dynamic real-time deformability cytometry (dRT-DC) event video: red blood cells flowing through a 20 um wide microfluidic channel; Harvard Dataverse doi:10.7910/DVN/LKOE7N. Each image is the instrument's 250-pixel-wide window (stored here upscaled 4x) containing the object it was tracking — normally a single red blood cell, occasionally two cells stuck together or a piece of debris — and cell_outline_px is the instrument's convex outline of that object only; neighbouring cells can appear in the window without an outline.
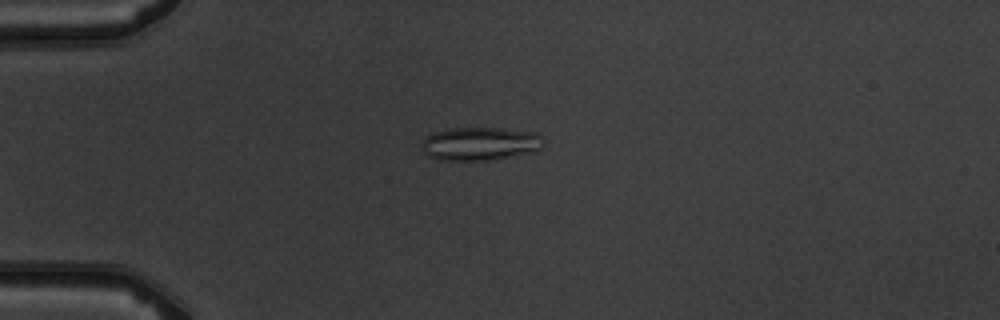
{"species": "common noctule bat (a hibernating species)", "species_latin": "Nyctalus noctula", "temperature_condition": "warm", "stored_images_in_passage": 6, "camera_frame_rate_fps": 3000, "um_per_image_px": 0.085, "animal": {"sex": "male", "body_mass_g": 19.5, "forearm_length_mm": 54.6}, "frame": {"image": 1, "passage_image": 4, "time_ms": 3.667, "image_size_px": [1000, 320], "cell_outline_px": [[544, 148], [536, 152], [488, 160], [440, 160], [428, 156], [420, 148], [424, 140], [432, 132], [448, 128], [500, 128], [532, 132], [540, 136], [544, 140]], "centroid_in_image_um": [40.82, 12.22], "position_along_channel_um": 44.2, "area_um2": 23.81}}
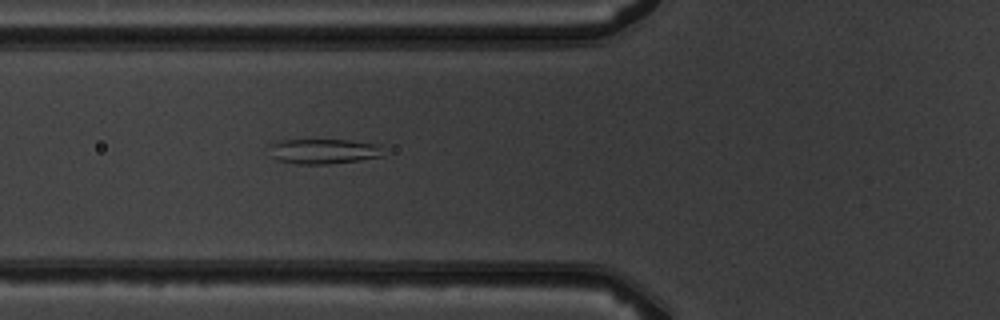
{"frame": {"image": 2, "passage_image": 6, "time_ms": 5.667, "image_size_px": [1000, 320], "cell_outline_px": [[380, 156], [360, 160], [328, 164], [296, 164], [276, 160], [272, 156], [268, 144], [280, 140], [348, 140], [376, 144]], "centroid_in_image_um": [27.36, 12.86], "position_along_channel_um": 98.4, "area_um2": 16.36}}